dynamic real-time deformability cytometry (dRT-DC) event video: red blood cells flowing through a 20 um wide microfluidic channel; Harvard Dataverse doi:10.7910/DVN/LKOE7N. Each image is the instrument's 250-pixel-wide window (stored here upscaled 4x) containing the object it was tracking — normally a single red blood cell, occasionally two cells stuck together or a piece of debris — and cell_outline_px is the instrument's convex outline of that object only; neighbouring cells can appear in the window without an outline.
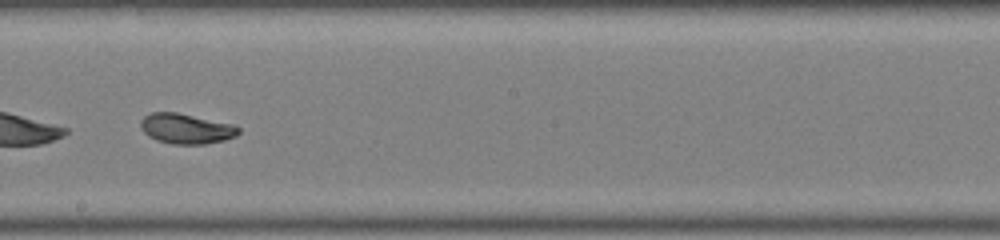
{"species": "common noctule bat (a hibernating species)", "species_latin": "Nyctalus noctula", "temperature_condition": "warm", "stored_images_in_passage": 34, "camera_frame_rate_fps": 3000, "um_per_image_px": 0.085, "animal": {"sex": "male", "body_mass_g": 19.0, "forearm_length_mm": 50.8}, "frame": {"image": 1, "passage_image": 20, "time_ms": 6.333, "image_size_px": [1000, 240], "cell_outline_px": [[240, 132], [236, 136], [224, 140], [204, 144], [172, 144], [156, 140], [148, 136], [140, 128], [140, 120], [144, 116], [152, 112], [176, 112], [232, 124], [240, 128]], "centroid_in_image_um": [15.8, 10.94], "position_along_channel_um": 232.4, "area_um2": 17.22}}